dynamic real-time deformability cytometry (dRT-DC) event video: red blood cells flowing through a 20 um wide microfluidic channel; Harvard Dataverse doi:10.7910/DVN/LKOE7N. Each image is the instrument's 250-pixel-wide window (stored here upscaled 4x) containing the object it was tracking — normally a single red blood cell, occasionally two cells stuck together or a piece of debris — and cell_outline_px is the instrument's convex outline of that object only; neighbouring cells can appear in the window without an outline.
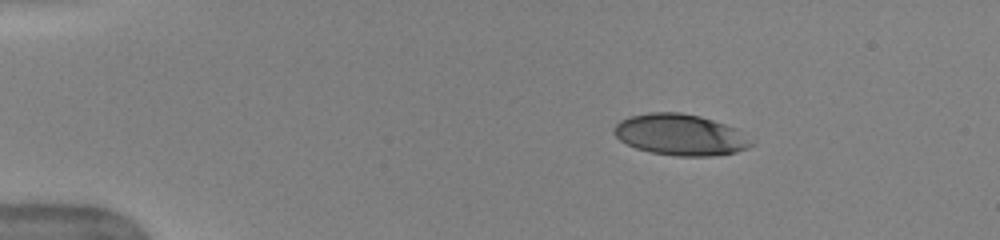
{"species": "human", "species_latin": "Homo sapiens", "temperature_condition": "warm", "stored_images_in_passage": 43, "camera_frame_rate_fps": 3000, "um_per_image_px": 0.085, "donor": {"sex": "female"}, "frame": {"image": 1, "passage_image": 1, "time_ms": 0.0, "image_size_px": [1000, 240], "cell_outline_px": [[756, 140], [748, 148], [736, 152], [712, 156], [676, 156], [652, 152], [636, 148], [620, 140], [612, 132], [612, 128], [620, 120], [628, 116], [648, 112], [680, 112], [700, 116], [736, 128]], "centroid_in_image_um": [57.84, 11.45], "position_along_channel_um": 27.2, "area_um2": 33.23}}
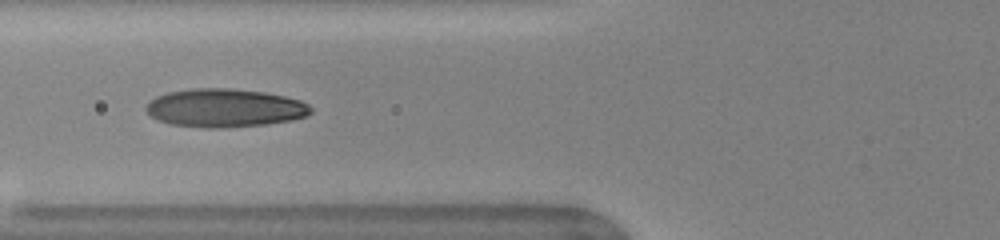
{"frame": {"image": 2, "passage_image": 13, "time_ms": 4.0, "image_size_px": [1000, 240], "cell_outline_px": [[312, 112], [304, 116], [292, 120], [264, 124], [224, 128], [204, 128], [172, 124], [156, 120], [144, 108], [156, 96], [168, 92], [196, 88], [228, 88], [264, 92], [284, 96], [300, 100], [308, 104], [312, 108]], "centroid_in_image_um": [19.1, 9.18], "position_along_channel_um": 106.7, "area_um2": 36.7}}
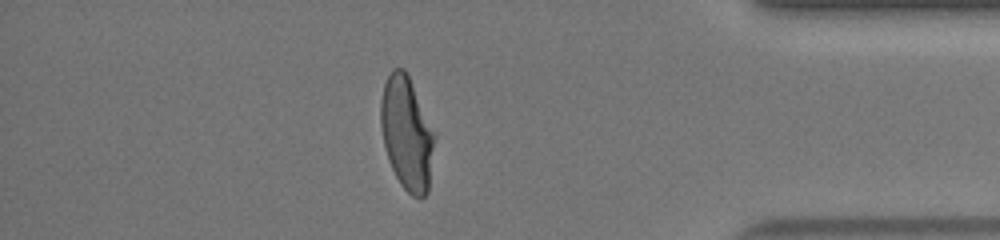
{"frame": {"image": 3, "passage_image": 37, "time_ms": 12.0, "image_size_px": [1000, 240], "cell_outline_px": [[436, 136], [428, 192], [420, 200], [412, 196], [400, 184], [388, 160], [384, 144], [380, 124], [380, 100], [384, 84], [392, 68], [404, 68], [436, 132]], "centroid_in_image_um": [34.59, 11.35], "position_along_channel_um": 400.6, "area_um2": 35.84}, "authors_computed_cell_mechanics": {"area_um2": 35.6048, "velocity_mm_per_s": 3.9987, "shape_relaxation_time_tau1_ms": 4.5566, "shape_relaxation_time_tau2_ms": 0.855, "deformation_change_tau1": 0.2118, "deformation_change_tau2": 0.0636}}